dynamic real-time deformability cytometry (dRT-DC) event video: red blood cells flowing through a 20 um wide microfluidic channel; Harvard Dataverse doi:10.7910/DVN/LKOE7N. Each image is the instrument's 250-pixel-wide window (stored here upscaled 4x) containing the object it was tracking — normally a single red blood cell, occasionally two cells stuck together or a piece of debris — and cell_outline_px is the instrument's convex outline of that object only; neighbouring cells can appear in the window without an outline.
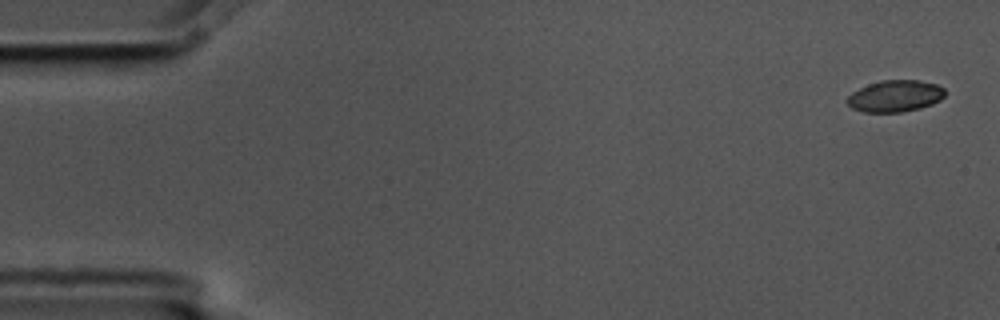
{"species": "common noctule bat (a hibernating species)", "species_latin": "Nyctalus noctula", "temperature_condition": "cold", "stored_images_in_passage": 5, "camera_frame_rate_fps": 3000, "um_per_image_px": 0.085, "animal": {"sex": "male", "body_mass_g": 17.5, "forearm_length_mm": 52.3}, "frame": {"image": 1, "passage_image": 1, "time_ms": 0.0, "image_size_px": [1000, 320], "cell_outline_px": [[944, 96], [940, 100], [932, 104], [920, 108], [900, 112], [864, 112], [852, 108], [848, 104], [848, 96], [852, 92], [868, 84], [880, 80], [916, 80], [936, 84], [944, 88]], "centroid_in_image_um": [76.09, 8.16], "position_along_channel_um": 8.9, "area_um2": 17.92}}
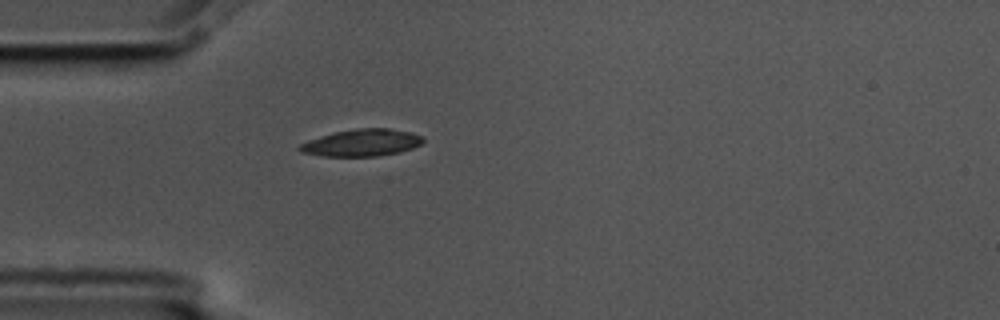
{"frame": {"image": 2, "passage_image": 5, "time_ms": 1.333, "image_size_px": [1000, 320], "cell_outline_px": [[424, 140], [420, 144], [412, 148], [400, 152], [376, 156], [324, 156], [300, 152], [296, 148], [300, 144], [308, 140], [332, 132], [356, 128], [388, 128], [412, 132], [424, 136]], "centroid_in_image_um": [30.74, 12.12], "position_along_channel_um": 54.3, "area_um2": 19.59}}